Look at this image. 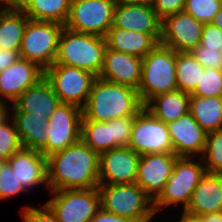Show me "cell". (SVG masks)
<instances>
[{
  "mask_svg": "<svg viewBox=\"0 0 222 222\" xmlns=\"http://www.w3.org/2000/svg\"><path fill=\"white\" fill-rule=\"evenodd\" d=\"M218 51H219V53H220V55L222 57V46L220 47V49Z\"/></svg>",
  "mask_w": 222,
  "mask_h": 222,
  "instance_id": "obj_50",
  "label": "cell"
},
{
  "mask_svg": "<svg viewBox=\"0 0 222 222\" xmlns=\"http://www.w3.org/2000/svg\"><path fill=\"white\" fill-rule=\"evenodd\" d=\"M205 173L206 169L201 162H193L192 157H178L163 191L153 201L154 213L156 214L162 207L178 203L183 204L184 211L190 203L194 189Z\"/></svg>",
  "mask_w": 222,
  "mask_h": 222,
  "instance_id": "obj_7",
  "label": "cell"
},
{
  "mask_svg": "<svg viewBox=\"0 0 222 222\" xmlns=\"http://www.w3.org/2000/svg\"><path fill=\"white\" fill-rule=\"evenodd\" d=\"M178 90L176 81V52L158 43L142 58L140 101L145 105L154 96Z\"/></svg>",
  "mask_w": 222,
  "mask_h": 222,
  "instance_id": "obj_4",
  "label": "cell"
},
{
  "mask_svg": "<svg viewBox=\"0 0 222 222\" xmlns=\"http://www.w3.org/2000/svg\"><path fill=\"white\" fill-rule=\"evenodd\" d=\"M203 155L206 172L222 174V130L207 133Z\"/></svg>",
  "mask_w": 222,
  "mask_h": 222,
  "instance_id": "obj_31",
  "label": "cell"
},
{
  "mask_svg": "<svg viewBox=\"0 0 222 222\" xmlns=\"http://www.w3.org/2000/svg\"><path fill=\"white\" fill-rule=\"evenodd\" d=\"M29 18L19 7L0 10V48L20 51L25 26Z\"/></svg>",
  "mask_w": 222,
  "mask_h": 222,
  "instance_id": "obj_26",
  "label": "cell"
},
{
  "mask_svg": "<svg viewBox=\"0 0 222 222\" xmlns=\"http://www.w3.org/2000/svg\"><path fill=\"white\" fill-rule=\"evenodd\" d=\"M176 156L174 153H153L140 156L136 184L154 201L170 178Z\"/></svg>",
  "mask_w": 222,
  "mask_h": 222,
  "instance_id": "obj_15",
  "label": "cell"
},
{
  "mask_svg": "<svg viewBox=\"0 0 222 222\" xmlns=\"http://www.w3.org/2000/svg\"><path fill=\"white\" fill-rule=\"evenodd\" d=\"M199 45L218 51L222 46V30L212 23L204 24Z\"/></svg>",
  "mask_w": 222,
  "mask_h": 222,
  "instance_id": "obj_38",
  "label": "cell"
},
{
  "mask_svg": "<svg viewBox=\"0 0 222 222\" xmlns=\"http://www.w3.org/2000/svg\"><path fill=\"white\" fill-rule=\"evenodd\" d=\"M143 108L137 90L97 77L82 108V120L109 122L115 118L136 116Z\"/></svg>",
  "mask_w": 222,
  "mask_h": 222,
  "instance_id": "obj_2",
  "label": "cell"
},
{
  "mask_svg": "<svg viewBox=\"0 0 222 222\" xmlns=\"http://www.w3.org/2000/svg\"><path fill=\"white\" fill-rule=\"evenodd\" d=\"M45 204L58 222H89L101 208L98 188L62 189Z\"/></svg>",
  "mask_w": 222,
  "mask_h": 222,
  "instance_id": "obj_9",
  "label": "cell"
},
{
  "mask_svg": "<svg viewBox=\"0 0 222 222\" xmlns=\"http://www.w3.org/2000/svg\"><path fill=\"white\" fill-rule=\"evenodd\" d=\"M0 2L3 4V7H19L21 0H0Z\"/></svg>",
  "mask_w": 222,
  "mask_h": 222,
  "instance_id": "obj_47",
  "label": "cell"
},
{
  "mask_svg": "<svg viewBox=\"0 0 222 222\" xmlns=\"http://www.w3.org/2000/svg\"><path fill=\"white\" fill-rule=\"evenodd\" d=\"M64 25L29 19L23 33L19 55L44 71L55 62L59 37Z\"/></svg>",
  "mask_w": 222,
  "mask_h": 222,
  "instance_id": "obj_6",
  "label": "cell"
},
{
  "mask_svg": "<svg viewBox=\"0 0 222 222\" xmlns=\"http://www.w3.org/2000/svg\"><path fill=\"white\" fill-rule=\"evenodd\" d=\"M194 222H222V212H214L210 214H202L197 216Z\"/></svg>",
  "mask_w": 222,
  "mask_h": 222,
  "instance_id": "obj_43",
  "label": "cell"
},
{
  "mask_svg": "<svg viewBox=\"0 0 222 222\" xmlns=\"http://www.w3.org/2000/svg\"><path fill=\"white\" fill-rule=\"evenodd\" d=\"M43 208V209H42ZM42 208L25 206L21 211L24 222H58L54 213L44 204Z\"/></svg>",
  "mask_w": 222,
  "mask_h": 222,
  "instance_id": "obj_39",
  "label": "cell"
},
{
  "mask_svg": "<svg viewBox=\"0 0 222 222\" xmlns=\"http://www.w3.org/2000/svg\"><path fill=\"white\" fill-rule=\"evenodd\" d=\"M203 26L185 11L177 12L162 20L159 43L175 52H190L200 44Z\"/></svg>",
  "mask_w": 222,
  "mask_h": 222,
  "instance_id": "obj_13",
  "label": "cell"
},
{
  "mask_svg": "<svg viewBox=\"0 0 222 222\" xmlns=\"http://www.w3.org/2000/svg\"><path fill=\"white\" fill-rule=\"evenodd\" d=\"M23 191L25 190L12 172L9 162L6 161L0 171V200L18 195Z\"/></svg>",
  "mask_w": 222,
  "mask_h": 222,
  "instance_id": "obj_35",
  "label": "cell"
},
{
  "mask_svg": "<svg viewBox=\"0 0 222 222\" xmlns=\"http://www.w3.org/2000/svg\"><path fill=\"white\" fill-rule=\"evenodd\" d=\"M7 161L24 190L44 183L48 186L47 158L40 151L21 148Z\"/></svg>",
  "mask_w": 222,
  "mask_h": 222,
  "instance_id": "obj_21",
  "label": "cell"
},
{
  "mask_svg": "<svg viewBox=\"0 0 222 222\" xmlns=\"http://www.w3.org/2000/svg\"><path fill=\"white\" fill-rule=\"evenodd\" d=\"M189 112L206 133L222 130V97L190 96Z\"/></svg>",
  "mask_w": 222,
  "mask_h": 222,
  "instance_id": "obj_27",
  "label": "cell"
},
{
  "mask_svg": "<svg viewBox=\"0 0 222 222\" xmlns=\"http://www.w3.org/2000/svg\"><path fill=\"white\" fill-rule=\"evenodd\" d=\"M190 52H176V81L178 90L191 93L204 71Z\"/></svg>",
  "mask_w": 222,
  "mask_h": 222,
  "instance_id": "obj_30",
  "label": "cell"
},
{
  "mask_svg": "<svg viewBox=\"0 0 222 222\" xmlns=\"http://www.w3.org/2000/svg\"><path fill=\"white\" fill-rule=\"evenodd\" d=\"M47 117H36L26 112H14L13 122L22 148L40 151L47 157Z\"/></svg>",
  "mask_w": 222,
  "mask_h": 222,
  "instance_id": "obj_23",
  "label": "cell"
},
{
  "mask_svg": "<svg viewBox=\"0 0 222 222\" xmlns=\"http://www.w3.org/2000/svg\"><path fill=\"white\" fill-rule=\"evenodd\" d=\"M128 148L140 156L153 153H173L167 125L155 118L145 107L134 116Z\"/></svg>",
  "mask_w": 222,
  "mask_h": 222,
  "instance_id": "obj_11",
  "label": "cell"
},
{
  "mask_svg": "<svg viewBox=\"0 0 222 222\" xmlns=\"http://www.w3.org/2000/svg\"><path fill=\"white\" fill-rule=\"evenodd\" d=\"M221 7V0H186L184 11L206 24L211 23Z\"/></svg>",
  "mask_w": 222,
  "mask_h": 222,
  "instance_id": "obj_33",
  "label": "cell"
},
{
  "mask_svg": "<svg viewBox=\"0 0 222 222\" xmlns=\"http://www.w3.org/2000/svg\"><path fill=\"white\" fill-rule=\"evenodd\" d=\"M82 108L74 104L60 103L47 118V156L64 150L81 139Z\"/></svg>",
  "mask_w": 222,
  "mask_h": 222,
  "instance_id": "obj_12",
  "label": "cell"
},
{
  "mask_svg": "<svg viewBox=\"0 0 222 222\" xmlns=\"http://www.w3.org/2000/svg\"><path fill=\"white\" fill-rule=\"evenodd\" d=\"M161 24L162 20L152 6L127 4L120 1L116 3L113 27L150 34L159 43Z\"/></svg>",
  "mask_w": 222,
  "mask_h": 222,
  "instance_id": "obj_16",
  "label": "cell"
},
{
  "mask_svg": "<svg viewBox=\"0 0 222 222\" xmlns=\"http://www.w3.org/2000/svg\"><path fill=\"white\" fill-rule=\"evenodd\" d=\"M107 48L144 58L158 42L150 35L111 27L105 36Z\"/></svg>",
  "mask_w": 222,
  "mask_h": 222,
  "instance_id": "obj_24",
  "label": "cell"
},
{
  "mask_svg": "<svg viewBox=\"0 0 222 222\" xmlns=\"http://www.w3.org/2000/svg\"><path fill=\"white\" fill-rule=\"evenodd\" d=\"M186 0H154L152 8L158 17L163 20L165 17L184 11Z\"/></svg>",
  "mask_w": 222,
  "mask_h": 222,
  "instance_id": "obj_40",
  "label": "cell"
},
{
  "mask_svg": "<svg viewBox=\"0 0 222 222\" xmlns=\"http://www.w3.org/2000/svg\"><path fill=\"white\" fill-rule=\"evenodd\" d=\"M46 158L47 187L51 191L98 188L99 154L81 139Z\"/></svg>",
  "mask_w": 222,
  "mask_h": 222,
  "instance_id": "obj_1",
  "label": "cell"
},
{
  "mask_svg": "<svg viewBox=\"0 0 222 222\" xmlns=\"http://www.w3.org/2000/svg\"><path fill=\"white\" fill-rule=\"evenodd\" d=\"M190 53L202 67L222 69V57L216 49H207L198 45Z\"/></svg>",
  "mask_w": 222,
  "mask_h": 222,
  "instance_id": "obj_37",
  "label": "cell"
},
{
  "mask_svg": "<svg viewBox=\"0 0 222 222\" xmlns=\"http://www.w3.org/2000/svg\"><path fill=\"white\" fill-rule=\"evenodd\" d=\"M134 116L113 119L115 148L128 147Z\"/></svg>",
  "mask_w": 222,
  "mask_h": 222,
  "instance_id": "obj_36",
  "label": "cell"
},
{
  "mask_svg": "<svg viewBox=\"0 0 222 222\" xmlns=\"http://www.w3.org/2000/svg\"><path fill=\"white\" fill-rule=\"evenodd\" d=\"M139 160L140 155L128 147L113 148L100 153L99 184L135 183Z\"/></svg>",
  "mask_w": 222,
  "mask_h": 222,
  "instance_id": "obj_14",
  "label": "cell"
},
{
  "mask_svg": "<svg viewBox=\"0 0 222 222\" xmlns=\"http://www.w3.org/2000/svg\"><path fill=\"white\" fill-rule=\"evenodd\" d=\"M173 153L178 157H192L201 154L206 144L207 133L195 121L190 112L166 124Z\"/></svg>",
  "mask_w": 222,
  "mask_h": 222,
  "instance_id": "obj_17",
  "label": "cell"
},
{
  "mask_svg": "<svg viewBox=\"0 0 222 222\" xmlns=\"http://www.w3.org/2000/svg\"><path fill=\"white\" fill-rule=\"evenodd\" d=\"M179 222H194V221L188 220V219H185V218L181 217Z\"/></svg>",
  "mask_w": 222,
  "mask_h": 222,
  "instance_id": "obj_49",
  "label": "cell"
},
{
  "mask_svg": "<svg viewBox=\"0 0 222 222\" xmlns=\"http://www.w3.org/2000/svg\"><path fill=\"white\" fill-rule=\"evenodd\" d=\"M214 212H222V174L206 172L182 217L193 221L197 216Z\"/></svg>",
  "mask_w": 222,
  "mask_h": 222,
  "instance_id": "obj_20",
  "label": "cell"
},
{
  "mask_svg": "<svg viewBox=\"0 0 222 222\" xmlns=\"http://www.w3.org/2000/svg\"><path fill=\"white\" fill-rule=\"evenodd\" d=\"M213 25L219 27L222 30V7L218 11V13L214 16L213 20L211 21Z\"/></svg>",
  "mask_w": 222,
  "mask_h": 222,
  "instance_id": "obj_45",
  "label": "cell"
},
{
  "mask_svg": "<svg viewBox=\"0 0 222 222\" xmlns=\"http://www.w3.org/2000/svg\"><path fill=\"white\" fill-rule=\"evenodd\" d=\"M117 1L124 2L127 4H139L147 6H152L154 3V0H117Z\"/></svg>",
  "mask_w": 222,
  "mask_h": 222,
  "instance_id": "obj_44",
  "label": "cell"
},
{
  "mask_svg": "<svg viewBox=\"0 0 222 222\" xmlns=\"http://www.w3.org/2000/svg\"><path fill=\"white\" fill-rule=\"evenodd\" d=\"M98 191L101 208L107 212L134 222H150L155 215L153 200L136 183L99 184Z\"/></svg>",
  "mask_w": 222,
  "mask_h": 222,
  "instance_id": "obj_5",
  "label": "cell"
},
{
  "mask_svg": "<svg viewBox=\"0 0 222 222\" xmlns=\"http://www.w3.org/2000/svg\"><path fill=\"white\" fill-rule=\"evenodd\" d=\"M106 48L105 37L79 33L64 27L54 64L84 69L98 77L104 66Z\"/></svg>",
  "mask_w": 222,
  "mask_h": 222,
  "instance_id": "obj_3",
  "label": "cell"
},
{
  "mask_svg": "<svg viewBox=\"0 0 222 222\" xmlns=\"http://www.w3.org/2000/svg\"><path fill=\"white\" fill-rule=\"evenodd\" d=\"M117 0H71L67 20L69 30L105 37L113 25Z\"/></svg>",
  "mask_w": 222,
  "mask_h": 222,
  "instance_id": "obj_8",
  "label": "cell"
},
{
  "mask_svg": "<svg viewBox=\"0 0 222 222\" xmlns=\"http://www.w3.org/2000/svg\"><path fill=\"white\" fill-rule=\"evenodd\" d=\"M6 161H7L6 158L0 156V171H1L2 167H3V165L6 163Z\"/></svg>",
  "mask_w": 222,
  "mask_h": 222,
  "instance_id": "obj_48",
  "label": "cell"
},
{
  "mask_svg": "<svg viewBox=\"0 0 222 222\" xmlns=\"http://www.w3.org/2000/svg\"><path fill=\"white\" fill-rule=\"evenodd\" d=\"M191 96L222 97V70L205 68Z\"/></svg>",
  "mask_w": 222,
  "mask_h": 222,
  "instance_id": "obj_32",
  "label": "cell"
},
{
  "mask_svg": "<svg viewBox=\"0 0 222 222\" xmlns=\"http://www.w3.org/2000/svg\"><path fill=\"white\" fill-rule=\"evenodd\" d=\"M60 103L51 84L44 77L18 97L13 103L12 111L26 112L36 115V117L48 118Z\"/></svg>",
  "mask_w": 222,
  "mask_h": 222,
  "instance_id": "obj_22",
  "label": "cell"
},
{
  "mask_svg": "<svg viewBox=\"0 0 222 222\" xmlns=\"http://www.w3.org/2000/svg\"><path fill=\"white\" fill-rule=\"evenodd\" d=\"M89 222H134L129 218L116 215L100 208Z\"/></svg>",
  "mask_w": 222,
  "mask_h": 222,
  "instance_id": "obj_41",
  "label": "cell"
},
{
  "mask_svg": "<svg viewBox=\"0 0 222 222\" xmlns=\"http://www.w3.org/2000/svg\"><path fill=\"white\" fill-rule=\"evenodd\" d=\"M44 78V70L37 64L19 57V59L0 72V98L9 99L12 104L29 87ZM0 99V101H2Z\"/></svg>",
  "mask_w": 222,
  "mask_h": 222,
  "instance_id": "obj_18",
  "label": "cell"
},
{
  "mask_svg": "<svg viewBox=\"0 0 222 222\" xmlns=\"http://www.w3.org/2000/svg\"><path fill=\"white\" fill-rule=\"evenodd\" d=\"M71 0H21L19 8L36 21H51L65 24Z\"/></svg>",
  "mask_w": 222,
  "mask_h": 222,
  "instance_id": "obj_28",
  "label": "cell"
},
{
  "mask_svg": "<svg viewBox=\"0 0 222 222\" xmlns=\"http://www.w3.org/2000/svg\"><path fill=\"white\" fill-rule=\"evenodd\" d=\"M190 93L175 90L161 93L150 99L144 107L165 124L175 121L189 112Z\"/></svg>",
  "mask_w": 222,
  "mask_h": 222,
  "instance_id": "obj_25",
  "label": "cell"
},
{
  "mask_svg": "<svg viewBox=\"0 0 222 222\" xmlns=\"http://www.w3.org/2000/svg\"><path fill=\"white\" fill-rule=\"evenodd\" d=\"M142 58L106 48L104 66L98 76L138 91L141 82Z\"/></svg>",
  "mask_w": 222,
  "mask_h": 222,
  "instance_id": "obj_19",
  "label": "cell"
},
{
  "mask_svg": "<svg viewBox=\"0 0 222 222\" xmlns=\"http://www.w3.org/2000/svg\"><path fill=\"white\" fill-rule=\"evenodd\" d=\"M19 57L20 55L18 51L0 48V72L14 64Z\"/></svg>",
  "mask_w": 222,
  "mask_h": 222,
  "instance_id": "obj_42",
  "label": "cell"
},
{
  "mask_svg": "<svg viewBox=\"0 0 222 222\" xmlns=\"http://www.w3.org/2000/svg\"><path fill=\"white\" fill-rule=\"evenodd\" d=\"M6 106V104L4 105V101L0 102V123H2L9 116Z\"/></svg>",
  "mask_w": 222,
  "mask_h": 222,
  "instance_id": "obj_46",
  "label": "cell"
},
{
  "mask_svg": "<svg viewBox=\"0 0 222 222\" xmlns=\"http://www.w3.org/2000/svg\"><path fill=\"white\" fill-rule=\"evenodd\" d=\"M8 120L0 123V156L7 160L22 148L14 122L9 125Z\"/></svg>",
  "mask_w": 222,
  "mask_h": 222,
  "instance_id": "obj_34",
  "label": "cell"
},
{
  "mask_svg": "<svg viewBox=\"0 0 222 222\" xmlns=\"http://www.w3.org/2000/svg\"><path fill=\"white\" fill-rule=\"evenodd\" d=\"M81 140L98 154L115 148L113 120L109 122L82 120Z\"/></svg>",
  "mask_w": 222,
  "mask_h": 222,
  "instance_id": "obj_29",
  "label": "cell"
},
{
  "mask_svg": "<svg viewBox=\"0 0 222 222\" xmlns=\"http://www.w3.org/2000/svg\"><path fill=\"white\" fill-rule=\"evenodd\" d=\"M44 77L61 103L74 104L80 108L86 105L92 84L97 78L87 70L61 64H53L46 69Z\"/></svg>",
  "mask_w": 222,
  "mask_h": 222,
  "instance_id": "obj_10",
  "label": "cell"
}]
</instances>
